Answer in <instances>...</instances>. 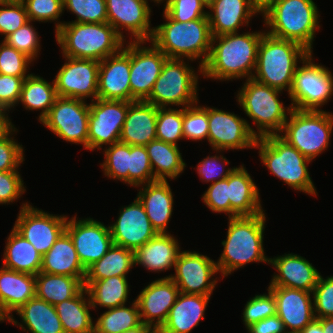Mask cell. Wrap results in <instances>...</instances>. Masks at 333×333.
<instances>
[{"label":"cell","mask_w":333,"mask_h":333,"mask_svg":"<svg viewBox=\"0 0 333 333\" xmlns=\"http://www.w3.org/2000/svg\"><path fill=\"white\" fill-rule=\"evenodd\" d=\"M264 33L265 31L212 36L211 50L202 67V76L223 81L240 77L252 78L258 46ZM214 43L218 44L215 46Z\"/></svg>","instance_id":"cell-1"},{"label":"cell","mask_w":333,"mask_h":333,"mask_svg":"<svg viewBox=\"0 0 333 333\" xmlns=\"http://www.w3.org/2000/svg\"><path fill=\"white\" fill-rule=\"evenodd\" d=\"M228 220L227 238L222 241L223 252L216 262L221 276L226 277L251 262L269 263L263 248L265 213L236 216Z\"/></svg>","instance_id":"cell-2"},{"label":"cell","mask_w":333,"mask_h":333,"mask_svg":"<svg viewBox=\"0 0 333 333\" xmlns=\"http://www.w3.org/2000/svg\"><path fill=\"white\" fill-rule=\"evenodd\" d=\"M55 28L56 41L66 57L100 62L118 53L125 42L108 22H57Z\"/></svg>","instance_id":"cell-3"},{"label":"cell","mask_w":333,"mask_h":333,"mask_svg":"<svg viewBox=\"0 0 333 333\" xmlns=\"http://www.w3.org/2000/svg\"><path fill=\"white\" fill-rule=\"evenodd\" d=\"M167 22L153 27L150 40L170 59H187L194 61L201 58L198 70L202 74L211 50L212 35L208 17L187 22L172 20L165 12Z\"/></svg>","instance_id":"cell-4"},{"label":"cell","mask_w":333,"mask_h":333,"mask_svg":"<svg viewBox=\"0 0 333 333\" xmlns=\"http://www.w3.org/2000/svg\"><path fill=\"white\" fill-rule=\"evenodd\" d=\"M268 34L299 43L310 53L316 30L320 28L313 0H271L262 9Z\"/></svg>","instance_id":"cell-5"},{"label":"cell","mask_w":333,"mask_h":333,"mask_svg":"<svg viewBox=\"0 0 333 333\" xmlns=\"http://www.w3.org/2000/svg\"><path fill=\"white\" fill-rule=\"evenodd\" d=\"M310 52L297 42L280 39L265 32L257 51V63L252 78L272 88L289 93L298 59Z\"/></svg>","instance_id":"cell-6"},{"label":"cell","mask_w":333,"mask_h":333,"mask_svg":"<svg viewBox=\"0 0 333 333\" xmlns=\"http://www.w3.org/2000/svg\"><path fill=\"white\" fill-rule=\"evenodd\" d=\"M254 148L259 149V156L278 179L294 190L317 195L307 164L312 160L302 155L278 135H267L256 139Z\"/></svg>","instance_id":"cell-7"},{"label":"cell","mask_w":333,"mask_h":333,"mask_svg":"<svg viewBox=\"0 0 333 333\" xmlns=\"http://www.w3.org/2000/svg\"><path fill=\"white\" fill-rule=\"evenodd\" d=\"M281 92L253 78L246 79L244 86L238 91L237 99L240 106L256 123L257 138L281 133L292 109L289 106L286 110L279 100L278 95Z\"/></svg>","instance_id":"cell-8"},{"label":"cell","mask_w":333,"mask_h":333,"mask_svg":"<svg viewBox=\"0 0 333 333\" xmlns=\"http://www.w3.org/2000/svg\"><path fill=\"white\" fill-rule=\"evenodd\" d=\"M332 130L333 115L329 112L292 108L279 136L313 160L327 150Z\"/></svg>","instance_id":"cell-9"},{"label":"cell","mask_w":333,"mask_h":333,"mask_svg":"<svg viewBox=\"0 0 333 333\" xmlns=\"http://www.w3.org/2000/svg\"><path fill=\"white\" fill-rule=\"evenodd\" d=\"M197 85L198 75L192 67L183 59L168 58L145 101L158 108L191 106L198 102Z\"/></svg>","instance_id":"cell-10"},{"label":"cell","mask_w":333,"mask_h":333,"mask_svg":"<svg viewBox=\"0 0 333 333\" xmlns=\"http://www.w3.org/2000/svg\"><path fill=\"white\" fill-rule=\"evenodd\" d=\"M312 61V53H309L302 60L303 65L295 70L288 94L294 109L319 111L333 95V74Z\"/></svg>","instance_id":"cell-11"},{"label":"cell","mask_w":333,"mask_h":333,"mask_svg":"<svg viewBox=\"0 0 333 333\" xmlns=\"http://www.w3.org/2000/svg\"><path fill=\"white\" fill-rule=\"evenodd\" d=\"M89 114L85 100L58 96L40 122L61 139L88 149Z\"/></svg>","instance_id":"cell-12"},{"label":"cell","mask_w":333,"mask_h":333,"mask_svg":"<svg viewBox=\"0 0 333 333\" xmlns=\"http://www.w3.org/2000/svg\"><path fill=\"white\" fill-rule=\"evenodd\" d=\"M67 218L65 215L48 214L24 203L13 228L44 256L65 231Z\"/></svg>","instance_id":"cell-13"},{"label":"cell","mask_w":333,"mask_h":333,"mask_svg":"<svg viewBox=\"0 0 333 333\" xmlns=\"http://www.w3.org/2000/svg\"><path fill=\"white\" fill-rule=\"evenodd\" d=\"M88 150L119 142L128 112V101L97 98L89 104Z\"/></svg>","instance_id":"cell-14"},{"label":"cell","mask_w":333,"mask_h":333,"mask_svg":"<svg viewBox=\"0 0 333 333\" xmlns=\"http://www.w3.org/2000/svg\"><path fill=\"white\" fill-rule=\"evenodd\" d=\"M174 269V275L164 278H170L179 292L211 296L217 283L212 277L218 273L214 260L196 251H181Z\"/></svg>","instance_id":"cell-15"},{"label":"cell","mask_w":333,"mask_h":333,"mask_svg":"<svg viewBox=\"0 0 333 333\" xmlns=\"http://www.w3.org/2000/svg\"><path fill=\"white\" fill-rule=\"evenodd\" d=\"M145 41L130 42V89L131 102L145 101L161 74L168 57L153 43L151 47H143ZM142 46V47H141Z\"/></svg>","instance_id":"cell-16"},{"label":"cell","mask_w":333,"mask_h":333,"mask_svg":"<svg viewBox=\"0 0 333 333\" xmlns=\"http://www.w3.org/2000/svg\"><path fill=\"white\" fill-rule=\"evenodd\" d=\"M208 142L218 151L254 148L256 131L234 113L208 107ZM220 150V151H219Z\"/></svg>","instance_id":"cell-17"},{"label":"cell","mask_w":333,"mask_h":333,"mask_svg":"<svg viewBox=\"0 0 333 333\" xmlns=\"http://www.w3.org/2000/svg\"><path fill=\"white\" fill-rule=\"evenodd\" d=\"M67 219L65 231L70 235L79 261L87 270L100 260L113 245L110 226L106 227L93 218Z\"/></svg>","instance_id":"cell-18"},{"label":"cell","mask_w":333,"mask_h":333,"mask_svg":"<svg viewBox=\"0 0 333 333\" xmlns=\"http://www.w3.org/2000/svg\"><path fill=\"white\" fill-rule=\"evenodd\" d=\"M67 60L55 76V88L60 97L85 100L98 98L99 61L64 56ZM94 98V99H93Z\"/></svg>","instance_id":"cell-19"},{"label":"cell","mask_w":333,"mask_h":333,"mask_svg":"<svg viewBox=\"0 0 333 333\" xmlns=\"http://www.w3.org/2000/svg\"><path fill=\"white\" fill-rule=\"evenodd\" d=\"M115 223L110 225L113 244L135 252L158 233L153 228L138 198L122 207Z\"/></svg>","instance_id":"cell-20"},{"label":"cell","mask_w":333,"mask_h":333,"mask_svg":"<svg viewBox=\"0 0 333 333\" xmlns=\"http://www.w3.org/2000/svg\"><path fill=\"white\" fill-rule=\"evenodd\" d=\"M106 7L107 22L123 39L122 28L130 31L134 41L151 40L154 28L150 27L151 8L147 0H106Z\"/></svg>","instance_id":"cell-21"},{"label":"cell","mask_w":333,"mask_h":333,"mask_svg":"<svg viewBox=\"0 0 333 333\" xmlns=\"http://www.w3.org/2000/svg\"><path fill=\"white\" fill-rule=\"evenodd\" d=\"M130 42L99 63L98 98L131 102Z\"/></svg>","instance_id":"cell-22"},{"label":"cell","mask_w":333,"mask_h":333,"mask_svg":"<svg viewBox=\"0 0 333 333\" xmlns=\"http://www.w3.org/2000/svg\"><path fill=\"white\" fill-rule=\"evenodd\" d=\"M178 294L179 288L170 278L148 284L135 299L142 323L159 330L166 322Z\"/></svg>","instance_id":"cell-23"},{"label":"cell","mask_w":333,"mask_h":333,"mask_svg":"<svg viewBox=\"0 0 333 333\" xmlns=\"http://www.w3.org/2000/svg\"><path fill=\"white\" fill-rule=\"evenodd\" d=\"M268 289L276 300V314L284 323L286 331L291 329L287 332H301L316 318L312 292L280 286H269Z\"/></svg>","instance_id":"cell-24"},{"label":"cell","mask_w":333,"mask_h":333,"mask_svg":"<svg viewBox=\"0 0 333 333\" xmlns=\"http://www.w3.org/2000/svg\"><path fill=\"white\" fill-rule=\"evenodd\" d=\"M207 13L212 36L237 33L261 8L254 0H215Z\"/></svg>","instance_id":"cell-25"},{"label":"cell","mask_w":333,"mask_h":333,"mask_svg":"<svg viewBox=\"0 0 333 333\" xmlns=\"http://www.w3.org/2000/svg\"><path fill=\"white\" fill-rule=\"evenodd\" d=\"M269 264L278 270L269 286L289 287L313 292L320 273L305 258L297 254H285L269 258Z\"/></svg>","instance_id":"cell-26"},{"label":"cell","mask_w":333,"mask_h":333,"mask_svg":"<svg viewBox=\"0 0 333 333\" xmlns=\"http://www.w3.org/2000/svg\"><path fill=\"white\" fill-rule=\"evenodd\" d=\"M35 275L0 268V310L7 321L17 325L11 313L35 297Z\"/></svg>","instance_id":"cell-27"},{"label":"cell","mask_w":333,"mask_h":333,"mask_svg":"<svg viewBox=\"0 0 333 333\" xmlns=\"http://www.w3.org/2000/svg\"><path fill=\"white\" fill-rule=\"evenodd\" d=\"M158 107L146 101H128V112L119 141L130 146H145L157 139Z\"/></svg>","instance_id":"cell-28"},{"label":"cell","mask_w":333,"mask_h":333,"mask_svg":"<svg viewBox=\"0 0 333 333\" xmlns=\"http://www.w3.org/2000/svg\"><path fill=\"white\" fill-rule=\"evenodd\" d=\"M210 297L179 292L166 322L158 333H190L204 318Z\"/></svg>","instance_id":"cell-29"},{"label":"cell","mask_w":333,"mask_h":333,"mask_svg":"<svg viewBox=\"0 0 333 333\" xmlns=\"http://www.w3.org/2000/svg\"><path fill=\"white\" fill-rule=\"evenodd\" d=\"M137 198L157 233H168L166 229L173 212V194L168 181L156 180L142 185Z\"/></svg>","instance_id":"cell-30"},{"label":"cell","mask_w":333,"mask_h":333,"mask_svg":"<svg viewBox=\"0 0 333 333\" xmlns=\"http://www.w3.org/2000/svg\"><path fill=\"white\" fill-rule=\"evenodd\" d=\"M169 233H158L134 252L135 265L147 270L160 272L175 266L180 253V245Z\"/></svg>","instance_id":"cell-31"},{"label":"cell","mask_w":333,"mask_h":333,"mask_svg":"<svg viewBox=\"0 0 333 333\" xmlns=\"http://www.w3.org/2000/svg\"><path fill=\"white\" fill-rule=\"evenodd\" d=\"M229 201L231 218L263 213L258 188L244 165L229 174Z\"/></svg>","instance_id":"cell-32"},{"label":"cell","mask_w":333,"mask_h":333,"mask_svg":"<svg viewBox=\"0 0 333 333\" xmlns=\"http://www.w3.org/2000/svg\"><path fill=\"white\" fill-rule=\"evenodd\" d=\"M40 272L76 277L84 283L86 270L79 261L72 239L66 231L42 257Z\"/></svg>","instance_id":"cell-33"},{"label":"cell","mask_w":333,"mask_h":333,"mask_svg":"<svg viewBox=\"0 0 333 333\" xmlns=\"http://www.w3.org/2000/svg\"><path fill=\"white\" fill-rule=\"evenodd\" d=\"M16 312L24 322L18 323L24 331L27 328L31 333H64L55 306L43 299L35 296Z\"/></svg>","instance_id":"cell-34"},{"label":"cell","mask_w":333,"mask_h":333,"mask_svg":"<svg viewBox=\"0 0 333 333\" xmlns=\"http://www.w3.org/2000/svg\"><path fill=\"white\" fill-rule=\"evenodd\" d=\"M3 267L17 272L37 275L42 266V255L14 228L4 250Z\"/></svg>","instance_id":"cell-35"},{"label":"cell","mask_w":333,"mask_h":333,"mask_svg":"<svg viewBox=\"0 0 333 333\" xmlns=\"http://www.w3.org/2000/svg\"><path fill=\"white\" fill-rule=\"evenodd\" d=\"M88 298L84 287L75 297L55 305L64 333H94V323L89 312L92 306Z\"/></svg>","instance_id":"cell-36"},{"label":"cell","mask_w":333,"mask_h":333,"mask_svg":"<svg viewBox=\"0 0 333 333\" xmlns=\"http://www.w3.org/2000/svg\"><path fill=\"white\" fill-rule=\"evenodd\" d=\"M154 174V181L176 179L186 167L178 146L161 140L145 145ZM167 177V178H166Z\"/></svg>","instance_id":"cell-37"},{"label":"cell","mask_w":333,"mask_h":333,"mask_svg":"<svg viewBox=\"0 0 333 333\" xmlns=\"http://www.w3.org/2000/svg\"><path fill=\"white\" fill-rule=\"evenodd\" d=\"M35 296L55 306L75 297L84 283L76 277L39 272L35 275Z\"/></svg>","instance_id":"cell-38"},{"label":"cell","mask_w":333,"mask_h":333,"mask_svg":"<svg viewBox=\"0 0 333 333\" xmlns=\"http://www.w3.org/2000/svg\"><path fill=\"white\" fill-rule=\"evenodd\" d=\"M84 287L89 295L92 308L97 305L112 309L125 305L129 293L126 276H113L101 280H85Z\"/></svg>","instance_id":"cell-39"},{"label":"cell","mask_w":333,"mask_h":333,"mask_svg":"<svg viewBox=\"0 0 333 333\" xmlns=\"http://www.w3.org/2000/svg\"><path fill=\"white\" fill-rule=\"evenodd\" d=\"M133 266H135L134 252L113 244L100 260L86 270L85 280L127 276Z\"/></svg>","instance_id":"cell-40"},{"label":"cell","mask_w":333,"mask_h":333,"mask_svg":"<svg viewBox=\"0 0 333 333\" xmlns=\"http://www.w3.org/2000/svg\"><path fill=\"white\" fill-rule=\"evenodd\" d=\"M55 82L50 84L40 76L30 74L23 82L19 102L26 110H42L39 115L41 121L49 112L57 99Z\"/></svg>","instance_id":"cell-41"},{"label":"cell","mask_w":333,"mask_h":333,"mask_svg":"<svg viewBox=\"0 0 333 333\" xmlns=\"http://www.w3.org/2000/svg\"><path fill=\"white\" fill-rule=\"evenodd\" d=\"M141 324L139 308L134 300L129 308L122 305L100 315L94 324V333H123Z\"/></svg>","instance_id":"cell-42"},{"label":"cell","mask_w":333,"mask_h":333,"mask_svg":"<svg viewBox=\"0 0 333 333\" xmlns=\"http://www.w3.org/2000/svg\"><path fill=\"white\" fill-rule=\"evenodd\" d=\"M105 160L100 164L105 176L129 184L130 145L117 142L104 150Z\"/></svg>","instance_id":"cell-43"},{"label":"cell","mask_w":333,"mask_h":333,"mask_svg":"<svg viewBox=\"0 0 333 333\" xmlns=\"http://www.w3.org/2000/svg\"><path fill=\"white\" fill-rule=\"evenodd\" d=\"M183 108H158L156 135L157 140L178 146L183 137Z\"/></svg>","instance_id":"cell-44"},{"label":"cell","mask_w":333,"mask_h":333,"mask_svg":"<svg viewBox=\"0 0 333 333\" xmlns=\"http://www.w3.org/2000/svg\"><path fill=\"white\" fill-rule=\"evenodd\" d=\"M194 105L183 107V137L187 140H202L208 138V107Z\"/></svg>","instance_id":"cell-45"},{"label":"cell","mask_w":333,"mask_h":333,"mask_svg":"<svg viewBox=\"0 0 333 333\" xmlns=\"http://www.w3.org/2000/svg\"><path fill=\"white\" fill-rule=\"evenodd\" d=\"M64 9L76 14L78 23L107 22L106 0H63Z\"/></svg>","instance_id":"cell-46"},{"label":"cell","mask_w":333,"mask_h":333,"mask_svg":"<svg viewBox=\"0 0 333 333\" xmlns=\"http://www.w3.org/2000/svg\"><path fill=\"white\" fill-rule=\"evenodd\" d=\"M154 181V174L145 146H130L129 185L140 187Z\"/></svg>","instance_id":"cell-47"},{"label":"cell","mask_w":333,"mask_h":333,"mask_svg":"<svg viewBox=\"0 0 333 333\" xmlns=\"http://www.w3.org/2000/svg\"><path fill=\"white\" fill-rule=\"evenodd\" d=\"M31 22L32 21L29 20L15 32L6 36L2 41L14 47L17 51L26 54L34 61L40 49V38H38L39 35L36 29L30 24Z\"/></svg>","instance_id":"cell-48"},{"label":"cell","mask_w":333,"mask_h":333,"mask_svg":"<svg viewBox=\"0 0 333 333\" xmlns=\"http://www.w3.org/2000/svg\"><path fill=\"white\" fill-rule=\"evenodd\" d=\"M31 62L33 60L26 54L2 41L0 45V74L28 77L30 74L26 75V73Z\"/></svg>","instance_id":"cell-49"},{"label":"cell","mask_w":333,"mask_h":333,"mask_svg":"<svg viewBox=\"0 0 333 333\" xmlns=\"http://www.w3.org/2000/svg\"><path fill=\"white\" fill-rule=\"evenodd\" d=\"M164 11L172 20L187 22L207 17L201 0H166Z\"/></svg>","instance_id":"cell-50"},{"label":"cell","mask_w":333,"mask_h":333,"mask_svg":"<svg viewBox=\"0 0 333 333\" xmlns=\"http://www.w3.org/2000/svg\"><path fill=\"white\" fill-rule=\"evenodd\" d=\"M268 290V294L255 295L247 301L243 310V322L245 327L258 322L267 317L276 315V300L272 292Z\"/></svg>","instance_id":"cell-51"},{"label":"cell","mask_w":333,"mask_h":333,"mask_svg":"<svg viewBox=\"0 0 333 333\" xmlns=\"http://www.w3.org/2000/svg\"><path fill=\"white\" fill-rule=\"evenodd\" d=\"M0 6V34H3L4 38L29 21L22 1L3 2Z\"/></svg>","instance_id":"cell-52"},{"label":"cell","mask_w":333,"mask_h":333,"mask_svg":"<svg viewBox=\"0 0 333 333\" xmlns=\"http://www.w3.org/2000/svg\"><path fill=\"white\" fill-rule=\"evenodd\" d=\"M22 2L31 21H58L64 11L63 0H22Z\"/></svg>","instance_id":"cell-53"},{"label":"cell","mask_w":333,"mask_h":333,"mask_svg":"<svg viewBox=\"0 0 333 333\" xmlns=\"http://www.w3.org/2000/svg\"><path fill=\"white\" fill-rule=\"evenodd\" d=\"M206 206L215 213H227L231 218V206L229 201V176L216 181L209 186L202 196Z\"/></svg>","instance_id":"cell-54"},{"label":"cell","mask_w":333,"mask_h":333,"mask_svg":"<svg viewBox=\"0 0 333 333\" xmlns=\"http://www.w3.org/2000/svg\"><path fill=\"white\" fill-rule=\"evenodd\" d=\"M312 293L315 317H333V276L324 279L320 275Z\"/></svg>","instance_id":"cell-55"},{"label":"cell","mask_w":333,"mask_h":333,"mask_svg":"<svg viewBox=\"0 0 333 333\" xmlns=\"http://www.w3.org/2000/svg\"><path fill=\"white\" fill-rule=\"evenodd\" d=\"M225 164H229V161L224 156H208L197 165L199 177L202 181L212 182L220 181L229 176L234 168L224 169Z\"/></svg>","instance_id":"cell-56"},{"label":"cell","mask_w":333,"mask_h":333,"mask_svg":"<svg viewBox=\"0 0 333 333\" xmlns=\"http://www.w3.org/2000/svg\"><path fill=\"white\" fill-rule=\"evenodd\" d=\"M22 144H18L11 136L0 140V171H18L23 163Z\"/></svg>","instance_id":"cell-57"},{"label":"cell","mask_w":333,"mask_h":333,"mask_svg":"<svg viewBox=\"0 0 333 333\" xmlns=\"http://www.w3.org/2000/svg\"><path fill=\"white\" fill-rule=\"evenodd\" d=\"M18 171H0V204L16 201L25 192Z\"/></svg>","instance_id":"cell-58"},{"label":"cell","mask_w":333,"mask_h":333,"mask_svg":"<svg viewBox=\"0 0 333 333\" xmlns=\"http://www.w3.org/2000/svg\"><path fill=\"white\" fill-rule=\"evenodd\" d=\"M27 77L0 74V106L10 109L19 103L23 82Z\"/></svg>","instance_id":"cell-59"},{"label":"cell","mask_w":333,"mask_h":333,"mask_svg":"<svg viewBox=\"0 0 333 333\" xmlns=\"http://www.w3.org/2000/svg\"><path fill=\"white\" fill-rule=\"evenodd\" d=\"M249 333H286L284 323L278 317L273 315L255 322L246 327Z\"/></svg>","instance_id":"cell-60"},{"label":"cell","mask_w":333,"mask_h":333,"mask_svg":"<svg viewBox=\"0 0 333 333\" xmlns=\"http://www.w3.org/2000/svg\"><path fill=\"white\" fill-rule=\"evenodd\" d=\"M6 111L9 110L0 106V140L9 137L11 132L13 133L16 131V128L12 125Z\"/></svg>","instance_id":"cell-61"},{"label":"cell","mask_w":333,"mask_h":333,"mask_svg":"<svg viewBox=\"0 0 333 333\" xmlns=\"http://www.w3.org/2000/svg\"><path fill=\"white\" fill-rule=\"evenodd\" d=\"M300 333H324V331L320 321L315 318L308 325H306Z\"/></svg>","instance_id":"cell-62"},{"label":"cell","mask_w":333,"mask_h":333,"mask_svg":"<svg viewBox=\"0 0 333 333\" xmlns=\"http://www.w3.org/2000/svg\"><path fill=\"white\" fill-rule=\"evenodd\" d=\"M123 333H158L154 327L142 323L141 325L131 330L124 331Z\"/></svg>","instance_id":"cell-63"},{"label":"cell","mask_w":333,"mask_h":333,"mask_svg":"<svg viewBox=\"0 0 333 333\" xmlns=\"http://www.w3.org/2000/svg\"><path fill=\"white\" fill-rule=\"evenodd\" d=\"M323 328L324 333H333V317L317 318Z\"/></svg>","instance_id":"cell-64"},{"label":"cell","mask_w":333,"mask_h":333,"mask_svg":"<svg viewBox=\"0 0 333 333\" xmlns=\"http://www.w3.org/2000/svg\"><path fill=\"white\" fill-rule=\"evenodd\" d=\"M254 1L262 9L271 0H254Z\"/></svg>","instance_id":"cell-65"},{"label":"cell","mask_w":333,"mask_h":333,"mask_svg":"<svg viewBox=\"0 0 333 333\" xmlns=\"http://www.w3.org/2000/svg\"><path fill=\"white\" fill-rule=\"evenodd\" d=\"M207 8L215 1V0H201Z\"/></svg>","instance_id":"cell-66"},{"label":"cell","mask_w":333,"mask_h":333,"mask_svg":"<svg viewBox=\"0 0 333 333\" xmlns=\"http://www.w3.org/2000/svg\"><path fill=\"white\" fill-rule=\"evenodd\" d=\"M7 320V318L2 314L1 310H0V321H5Z\"/></svg>","instance_id":"cell-67"},{"label":"cell","mask_w":333,"mask_h":333,"mask_svg":"<svg viewBox=\"0 0 333 333\" xmlns=\"http://www.w3.org/2000/svg\"><path fill=\"white\" fill-rule=\"evenodd\" d=\"M4 2H20L22 0H3Z\"/></svg>","instance_id":"cell-68"},{"label":"cell","mask_w":333,"mask_h":333,"mask_svg":"<svg viewBox=\"0 0 333 333\" xmlns=\"http://www.w3.org/2000/svg\"><path fill=\"white\" fill-rule=\"evenodd\" d=\"M154 2H156V3H163V0H153Z\"/></svg>","instance_id":"cell-69"}]
</instances>
